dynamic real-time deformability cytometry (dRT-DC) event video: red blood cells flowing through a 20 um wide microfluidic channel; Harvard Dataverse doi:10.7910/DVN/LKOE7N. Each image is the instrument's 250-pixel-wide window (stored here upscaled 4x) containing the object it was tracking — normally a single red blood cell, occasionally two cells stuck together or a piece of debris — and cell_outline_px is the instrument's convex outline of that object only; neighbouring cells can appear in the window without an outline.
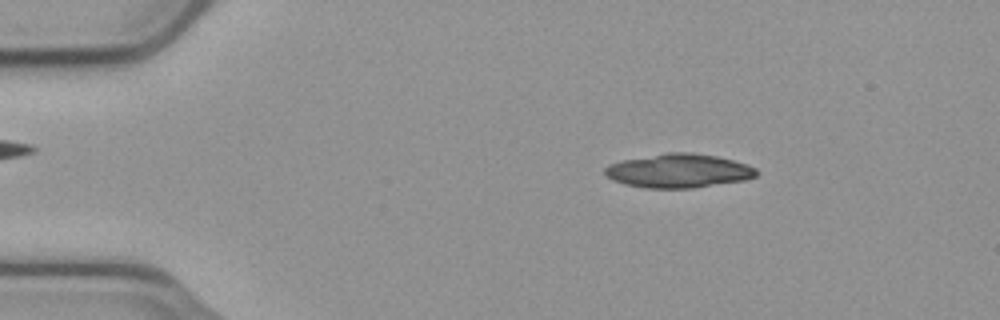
{"species": "common noctule bat (a hibernating species)", "species_latin": "Nyctalus noctula", "temperature_condition": "cold", "stored_images_in_passage": 48, "segment_of_instrument_passage": [1, 2], "camera_frame_rate_fps": 3000, "um_per_image_px": 0.085, "animal": {"sex": "male", "body_mass_g": 23.1, "forearm_length_mm": 52.7}, "frame": {"image": 1, "passage_image": 3, "time_ms": 0.667, "image_size_px": [1000, 320], "cell_outline_px": [[760, 172], [756, 176], [744, 180], [692, 188], [644, 188], [624, 184], [612, 180], [604, 172], [604, 168], [608, 164], [620, 160], [668, 152], [692, 152], [716, 156], [748, 164], [756, 168]], "centroid_in_image_um": [57.67, 14.51], "position_along_channel_um": 27.3, "area_um2": 30.11}}